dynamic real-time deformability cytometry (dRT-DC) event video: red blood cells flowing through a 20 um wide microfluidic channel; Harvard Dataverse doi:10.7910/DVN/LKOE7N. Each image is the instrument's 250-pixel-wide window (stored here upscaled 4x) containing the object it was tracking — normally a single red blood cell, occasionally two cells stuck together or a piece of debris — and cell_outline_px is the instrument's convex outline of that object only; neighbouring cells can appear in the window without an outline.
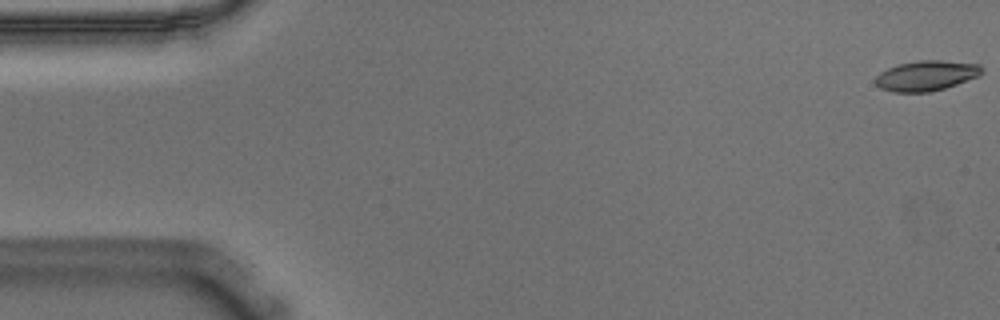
{"species": "Egyptian fruit bat (a non-hibernating species)", "species_latin": "Rousettus aegyptiacus", "temperature_condition": "warm", "stored_images_in_passage": 7, "camera_frame_rate_fps": 3000, "um_per_image_px": 0.085, "animal": {"sex": "male"}, "frame": {"image": 1, "passage_image": 1, "time_ms": 0.0, "image_size_px": [1000, 320], "cell_outline_px": [[984, 72], [980, 76], [944, 88], [928, 92], [892, 92], [880, 88], [876, 84], [876, 76], [880, 72], [896, 64], [916, 60], [940, 60], [980, 64], [984, 68]], "centroid_in_image_um": [78.75, 6.42], "position_along_channel_um": 6.2, "area_um2": 18.9}}